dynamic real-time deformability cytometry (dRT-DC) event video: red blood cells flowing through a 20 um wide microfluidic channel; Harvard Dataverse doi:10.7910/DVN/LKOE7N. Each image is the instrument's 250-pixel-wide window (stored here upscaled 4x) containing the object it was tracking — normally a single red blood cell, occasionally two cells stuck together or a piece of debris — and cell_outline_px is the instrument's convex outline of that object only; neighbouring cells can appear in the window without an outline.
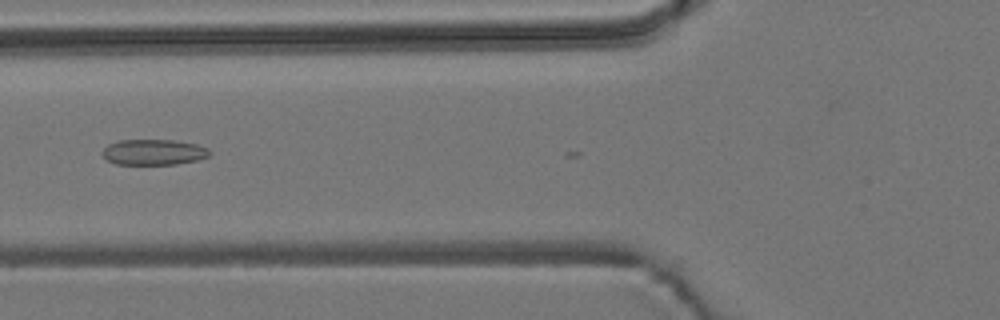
{"species": "common noctule bat (a hibernating species)", "species_latin": "Nyctalus noctula", "temperature_condition": "room temperature", "stored_images_in_passage": 9, "camera_frame_rate_fps": 3000, "um_per_image_px": 0.085, "animal": {"sex": "male", "body_mass_g": 19.2, "forearm_length_mm": 51.8}, "frame": {"image": 1, "passage_image": 6, "time_ms": 1.667, "image_size_px": [1000, 320], "cell_outline_px": [[212, 152], [208, 156], [196, 160], [176, 164], [116, 164], [108, 160], [104, 156], [104, 148], [108, 144], [120, 140], [176, 140], [196, 144], [208, 148]], "centroid_in_image_um": [13.09, 12.92], "position_along_channel_um": 112.7, "area_um2": 15.9}}
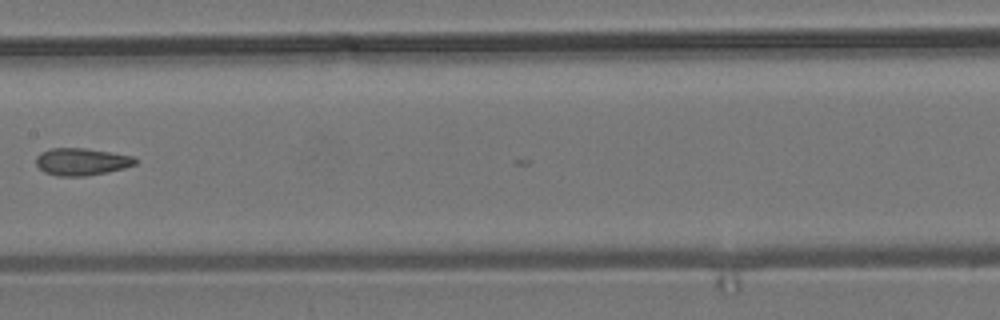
{"frame": {"image": 2, "passage_image": 8, "time_ms": 2.333, "image_size_px": [1000, 320], "cell_outline_px": [[136, 164], [124, 168], [108, 172], [84, 176], [60, 176], [44, 172], [36, 164], [36, 156], [40, 152], [52, 148], [84, 148], [112, 152], [132, 156], [136, 160]], "centroid_in_image_um": [6.92, 13.74], "position_along_channel_um": 200.5, "area_um2": 15.72}}
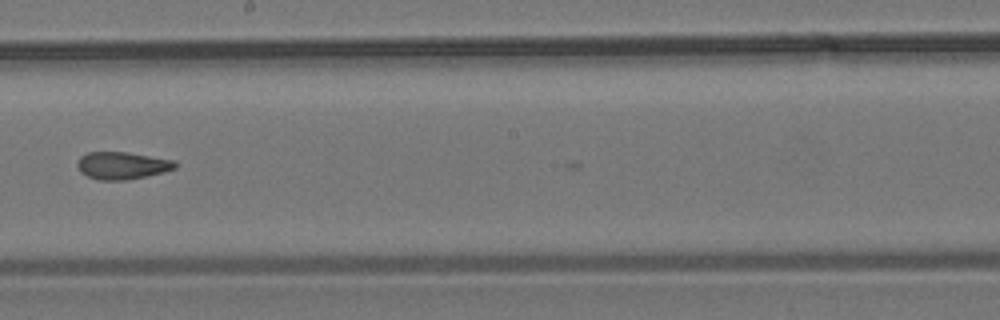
{"frame": {"image": 3, "passage_image": 9, "time_ms": 2.667, "image_size_px": [1000, 320], "cell_outline_px": [[176, 168], [164, 172], [124, 180], [100, 180], [88, 176], [80, 172], [76, 164], [80, 156], [88, 152], [128, 152], [176, 160]], "centroid_in_image_um": [10.38, 14.06], "position_along_channel_um": 237.8, "area_um2": 15.61}}